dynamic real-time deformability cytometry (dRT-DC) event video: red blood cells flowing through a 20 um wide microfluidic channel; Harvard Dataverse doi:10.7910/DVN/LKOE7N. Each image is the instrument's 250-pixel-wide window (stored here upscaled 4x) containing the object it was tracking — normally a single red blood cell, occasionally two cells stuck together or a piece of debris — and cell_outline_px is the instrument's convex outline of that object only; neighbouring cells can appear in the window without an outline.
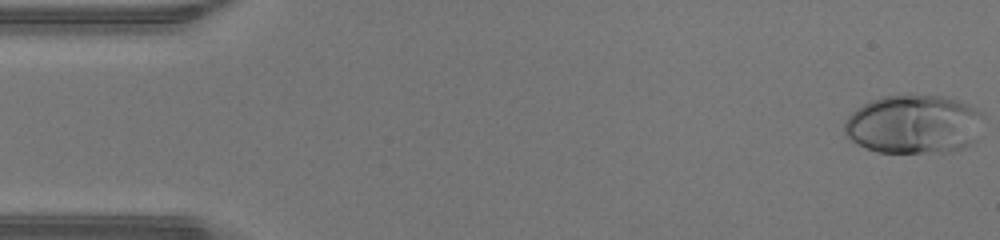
{"species": "human", "species_latin": "Homo sapiens", "temperature_condition": "warm", "stored_images_in_passage": 47, "camera_frame_rate_fps": 3000, "um_per_image_px": 0.085, "donor": {"sex": "male"}, "frame": {"image": 1, "passage_image": 1, "time_ms": 0.0, "image_size_px": [1000, 240], "cell_outline_px": [[984, 116], [976, 140], [952, 152], [876, 152], [852, 140], [844, 132], [844, 124], [848, 116], [856, 108], [872, 100], [884, 96], [908, 92], [948, 96], [968, 104], [976, 108]], "centroid_in_image_um": [77.7, 10.52], "position_along_channel_um": 7.3, "area_um2": 48.38}}
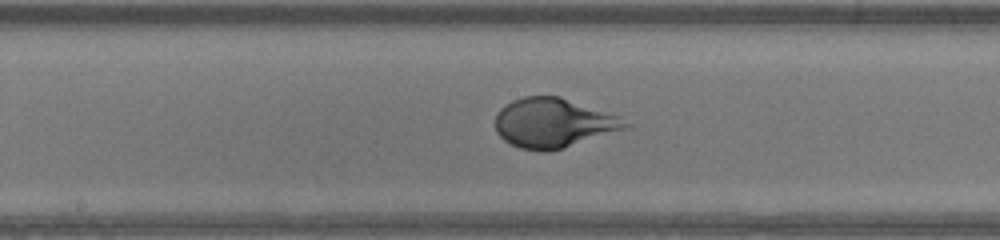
{"frame": {"image": 2, "passage_image": 24, "time_ms": 7.667, "image_size_px": [1000, 240], "cell_outline_px": [[632, 124], [628, 128], [548, 152], [540, 152], [520, 148], [504, 140], [496, 132], [496, 112], [504, 104], [512, 100], [524, 96], [560, 96], [616, 116]], "centroid_in_image_um": [46.98, 10.45], "position_along_channel_um": 201.2, "area_um2": 37.17}}
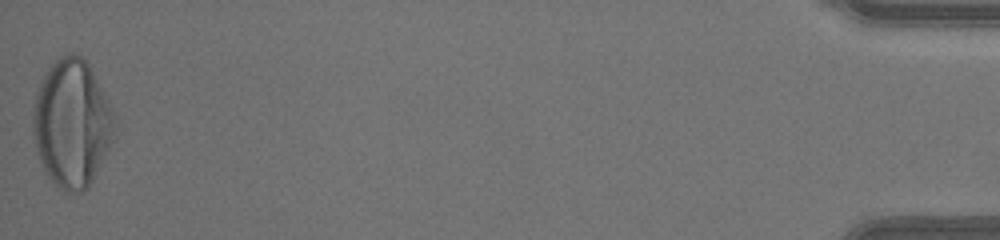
{"frame": {"image": 3, "passage_image": 47, "time_ms": 15.333, "image_size_px": [1000, 240], "cell_outline_px": [[116, 116], [112, 140], [88, 188], [84, 192], [72, 196], [64, 192], [44, 172], [36, 148], [32, 132], [32, 116], [36, 96], [40, 84], [48, 68], [60, 56], [68, 52], [80, 56], [88, 64]], "centroid_in_image_um": [6.09, 10.53], "position_along_channel_um": 429.1, "area_um2": 60.34}, "authors_computed_cell_mechanics": {"area_um2": 40.4022, "velocity_mm_per_s": 4.3466, "shape_relaxation_time_tau1_ms": 3.4845, "shape_relaxation_time_tau2_ms": null, "deformation_change_tau1": 0.2486, "deformation_change_tau2": null}}